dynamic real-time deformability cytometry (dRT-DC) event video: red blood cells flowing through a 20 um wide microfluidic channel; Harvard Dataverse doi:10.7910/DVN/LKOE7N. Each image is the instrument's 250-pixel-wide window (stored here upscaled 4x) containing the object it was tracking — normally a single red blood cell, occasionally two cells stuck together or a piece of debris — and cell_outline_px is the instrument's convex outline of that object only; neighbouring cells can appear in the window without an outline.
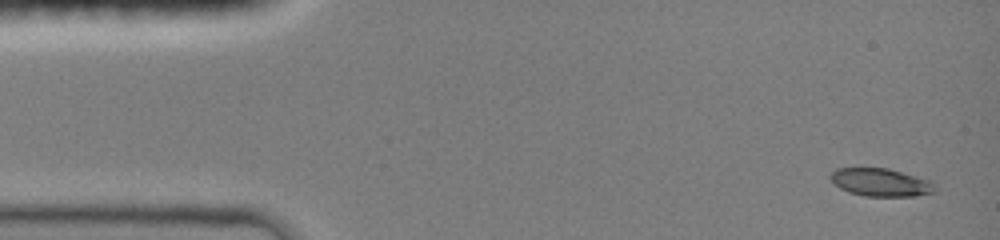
{"species": "common noctule bat (a hibernating species)", "species_latin": "Nyctalus noctula", "temperature_condition": "room temperature", "stored_images_in_passage": 15, "camera_frame_rate_fps": 3000, "um_per_image_px": 0.085, "animal": {"sex": "female", "body_mass_g": 19.0, "forearm_length_mm": 51.5}, "frame": {"image": 1, "passage_image": 1, "time_ms": 0.0, "image_size_px": [1000, 240], "cell_outline_px": [[932, 192], [912, 196], [868, 196], [848, 192], [840, 188], [832, 180], [832, 172], [836, 168], [888, 168], [924, 180], [932, 184]], "centroid_in_image_um": [74.76, 15.5], "position_along_channel_um": 10.2, "area_um2": 16.18}}
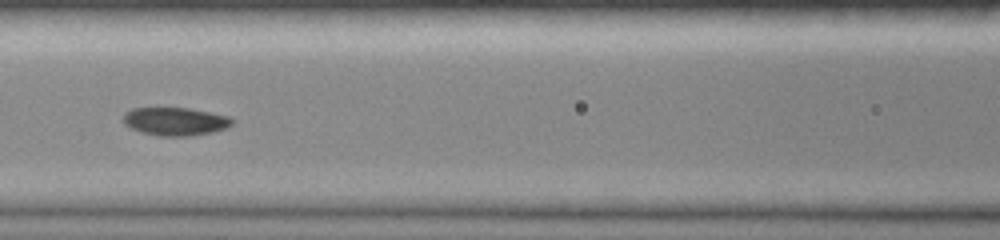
{"frame": {"image": 2, "passage_image": 7, "time_ms": 6.0, "image_size_px": [1000, 240], "cell_outline_px": [[232, 124], [224, 128], [212, 132], [188, 136], [160, 136], [144, 132], [132, 128], [124, 124], [124, 112], [132, 108], [188, 108], [228, 116], [232, 120]], "centroid_in_image_um": [14.87, 10.31], "position_along_channel_um": 151.7, "area_um2": 17.51}}
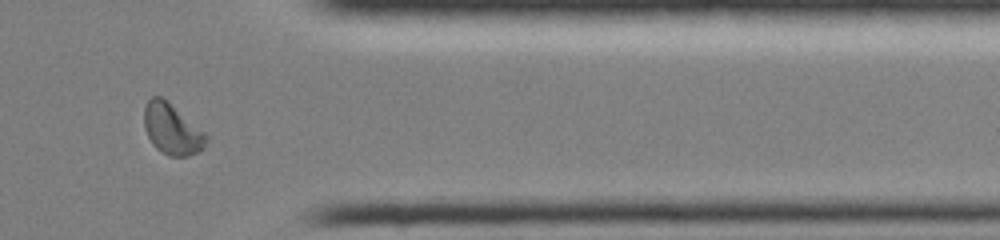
{"frame": {"image": 3, "passage_image": 13, "time_ms": 12.0, "image_size_px": [1000, 240], "cell_outline_px": [[208, 136], [204, 148], [188, 156], [168, 156], [156, 148], [152, 144], [144, 128], [144, 108], [148, 100], [152, 96], [160, 96], [204, 132]], "centroid_in_image_um": [14.59, 11.0], "position_along_channel_um": 396.8, "area_um2": 17.98}, "authors_computed_cell_mechanics": {"area_um2": 17.5712, "velocity_mm_per_s": 4.1591, "shape_relaxation_time_tau1_ms": 3.8499, "shape_relaxation_time_tau2_ms": 8.5055, "deformation_change_tau1": 0.1535, "deformation_change_tau2": 0.0684}}